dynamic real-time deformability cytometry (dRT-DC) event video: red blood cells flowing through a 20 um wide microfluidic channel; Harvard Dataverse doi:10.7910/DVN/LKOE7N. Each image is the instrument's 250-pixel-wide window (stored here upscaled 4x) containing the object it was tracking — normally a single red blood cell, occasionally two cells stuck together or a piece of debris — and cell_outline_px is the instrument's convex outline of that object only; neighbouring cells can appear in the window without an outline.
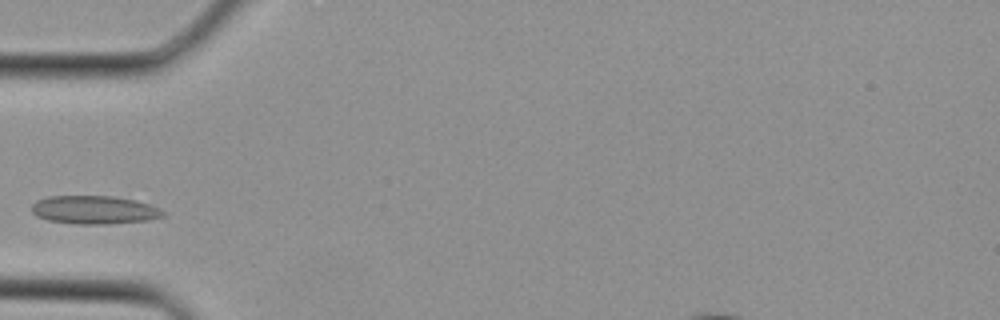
{"species": "Egyptian fruit bat (a non-hibernating species)", "species_latin": "Rousettus aegyptiacus", "temperature_condition": "cold", "stored_images_in_passage": 2, "segment_of_instrument_passage": [1, 2], "camera_frame_rate_fps": 3000, "um_per_image_px": 0.085, "animal": {"sex": "female"}, "frame": {"image": 1, "passage_image": 1, "time_ms": 0.0, "image_size_px": [1000, 320], "cell_outline_px": [[164, 216], [148, 220], [108, 224], [76, 224], [48, 220], [36, 216], [32, 212], [32, 204], [36, 200], [48, 196], [112, 196], [136, 200], [148, 204], [164, 212]], "centroid_in_image_um": [7.97, 17.84], "position_along_channel_um": 77.0, "area_um2": 21.62}}